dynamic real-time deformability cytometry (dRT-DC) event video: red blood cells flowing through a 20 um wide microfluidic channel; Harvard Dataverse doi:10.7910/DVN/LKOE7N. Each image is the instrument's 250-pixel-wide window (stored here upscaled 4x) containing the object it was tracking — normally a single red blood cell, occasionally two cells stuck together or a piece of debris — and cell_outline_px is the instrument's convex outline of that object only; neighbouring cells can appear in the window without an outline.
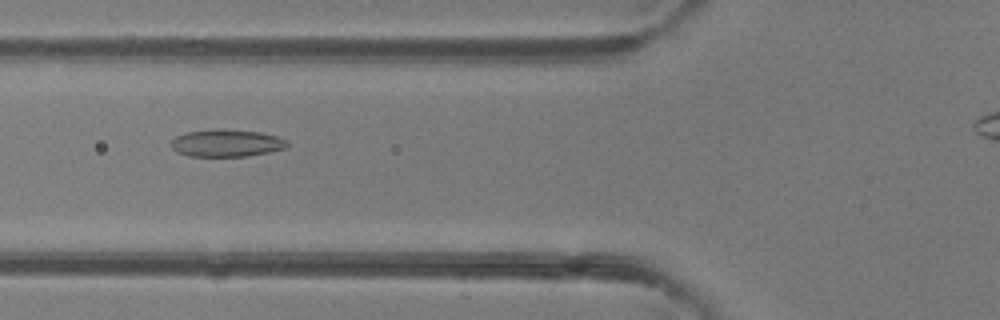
{"species": "common noctule bat (a hibernating species)", "species_latin": "Nyctalus noctula", "temperature_condition": "room temperature", "stored_images_in_passage": 15, "camera_frame_rate_fps": 3000, "um_per_image_px": 0.085, "animal": {"sex": "female"}, "frame": {"image": 1, "passage_image": 4, "time_ms": 1.0, "image_size_px": [1000, 320], "cell_outline_px": [[288, 144], [284, 148], [268, 152], [248, 156], [188, 156], [176, 152], [172, 148], [172, 140], [176, 136], [188, 132], [216, 128], [260, 132], [276, 136], [288, 140]], "centroid_in_image_um": [19.24, 12.16], "position_along_channel_um": 106.6, "area_um2": 18.44}}
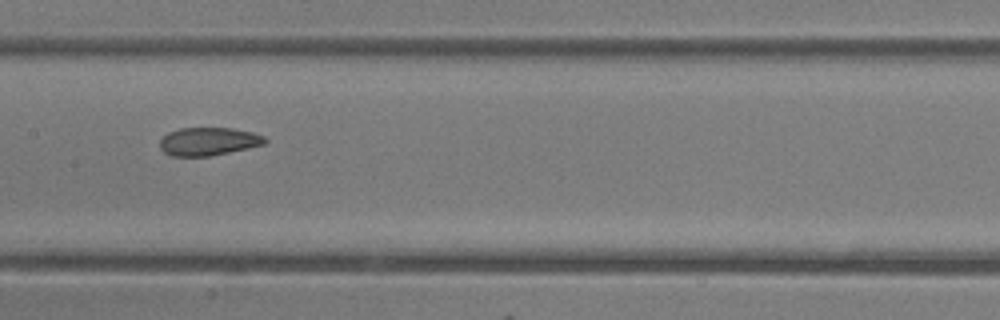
{"frame": {"image": 2, "passage_image": 10, "time_ms": 3.0, "image_size_px": [1000, 320], "cell_outline_px": [[268, 140], [264, 144], [248, 148], [208, 156], [172, 156], [164, 152], [160, 148], [160, 140], [168, 132], [180, 128], [232, 128], [252, 132], [264, 136]], "centroid_in_image_um": [17.71, 12.02], "position_along_channel_um": 189.7, "area_um2": 17.11}}
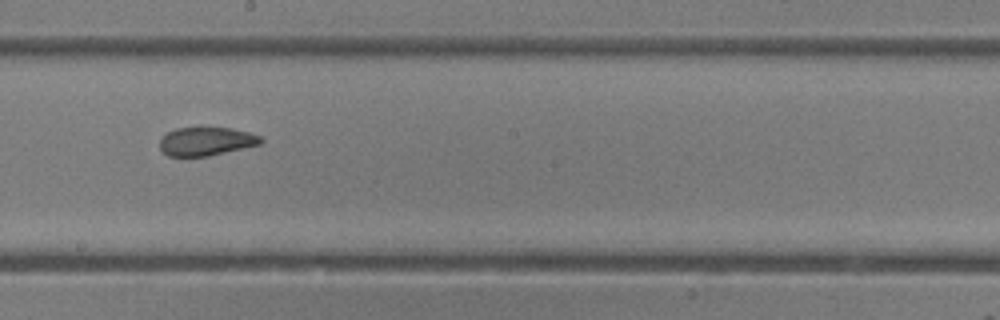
{"frame": {"image": 3, "passage_image": 13, "time_ms": 4.0, "image_size_px": [1000, 320], "cell_outline_px": [[264, 140], [260, 144], [208, 156], [168, 156], [160, 152], [160, 140], [168, 132], [176, 128], [200, 124], [232, 128], [248, 132], [260, 136]], "centroid_in_image_um": [17.5, 11.96], "position_along_channel_um": 230.7, "area_um2": 17.46}}